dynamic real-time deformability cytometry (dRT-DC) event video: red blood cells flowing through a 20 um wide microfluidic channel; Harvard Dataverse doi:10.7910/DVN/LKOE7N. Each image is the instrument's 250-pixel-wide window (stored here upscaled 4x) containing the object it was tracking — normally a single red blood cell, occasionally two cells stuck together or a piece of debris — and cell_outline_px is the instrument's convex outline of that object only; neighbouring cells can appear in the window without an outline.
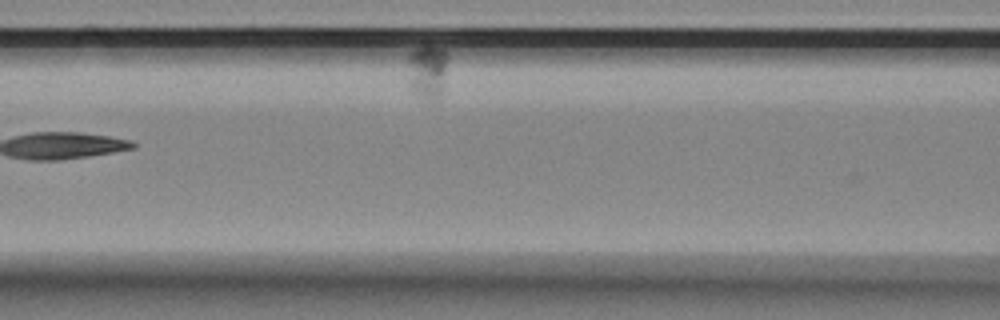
{"species": "Egyptian fruit bat (a non-hibernating species)", "species_latin": "Rousettus aegyptiacus", "temperature_condition": "room temperature", "stored_images_in_passage": 11, "segment_of_instrument_passage": [2, 3], "camera_frame_rate_fps": 3000, "um_per_image_px": 0.085, "animal": {"sex": "female"}, "frame": {"image": 1, "passage_image": 5, "time_ms": 4.667, "image_size_px": [1000, 320], "cell_outline_px": [[444, 72], [440, 96], [424, 96], [416, 92], [412, 88], [408, 60], [408, 52], [424, 44], [428, 44], [444, 48]], "centroid_in_image_um": [36.29, 5.91], "position_along_channel_um": 130.3, "area_um2": 11.56}}
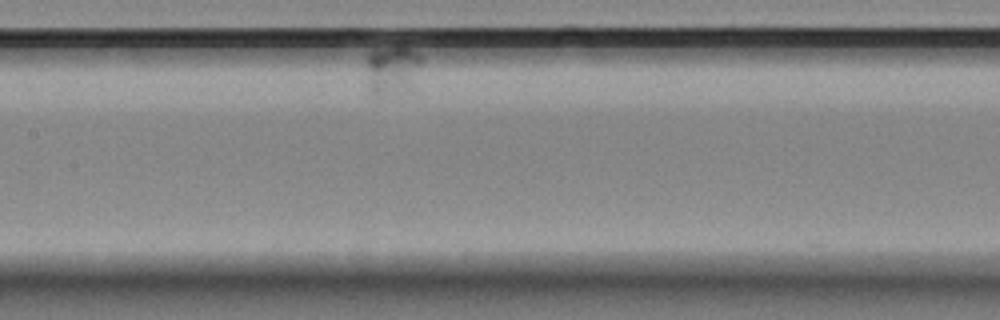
{"frame": {"image": 2, "passage_image": 8, "time_ms": 8.0, "image_size_px": [1000, 320], "cell_outline_px": [[424, 60], [408, 88], [380, 96], [376, 96], [368, 88], [368, 52], [384, 48], [408, 48], [416, 52]], "centroid_in_image_um": [33.32, 5.92], "position_along_channel_um": 174.1, "area_um2": 15.03}}
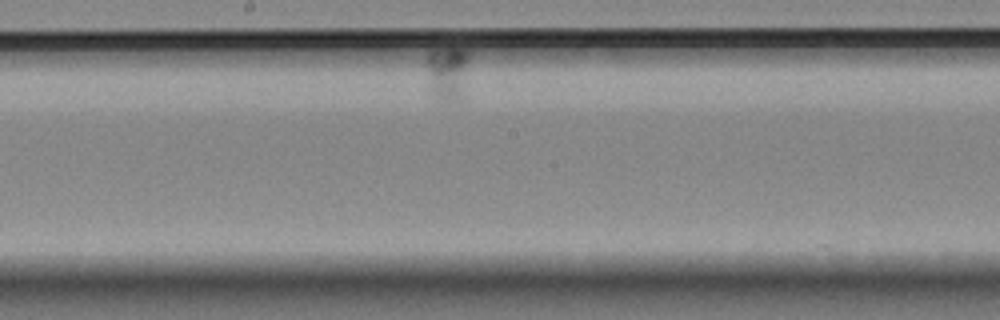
{"frame": {"image": 3, "passage_image": 10, "time_ms": 10.333, "image_size_px": [1000, 320], "cell_outline_px": [[468, 60], [460, 96], [456, 100], [448, 104], [436, 96], [432, 92], [428, 84], [428, 52], [432, 48], [464, 48], [468, 52]], "centroid_in_image_um": [38.0, 6.15], "position_along_channel_um": 210.2, "area_um2": 13.18}}